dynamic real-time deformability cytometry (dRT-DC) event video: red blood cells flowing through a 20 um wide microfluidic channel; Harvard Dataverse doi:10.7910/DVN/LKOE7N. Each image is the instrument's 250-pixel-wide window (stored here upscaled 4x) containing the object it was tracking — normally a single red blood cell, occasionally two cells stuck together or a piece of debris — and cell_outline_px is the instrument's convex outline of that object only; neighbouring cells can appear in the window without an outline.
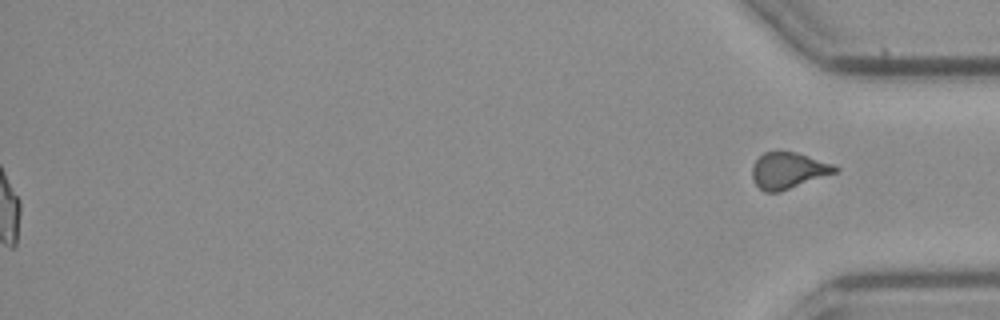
{"species": "common noctule bat (a hibernating species)", "species_latin": "Nyctalus noctula", "temperature_condition": "cold", "stored_images_in_passage": 55, "segment_of_instrument_passage": [2, 2], "camera_frame_rate_fps": 3000, "um_per_image_px": 0.085, "animal": {"sex": "female", "body_mass_g": 21.9}, "frame": {"image": 1, "passage_image": 55, "time_ms": 18.0, "image_size_px": [1000, 320], "cell_outline_px": [[840, 168], [836, 172], [780, 192], [764, 192], [752, 180], [752, 168], [756, 160], [764, 152], [796, 152], [832, 164]], "centroid_in_image_um": [66.98, 14.5], "position_along_channel_um": 368.2, "area_um2": 17.28}}